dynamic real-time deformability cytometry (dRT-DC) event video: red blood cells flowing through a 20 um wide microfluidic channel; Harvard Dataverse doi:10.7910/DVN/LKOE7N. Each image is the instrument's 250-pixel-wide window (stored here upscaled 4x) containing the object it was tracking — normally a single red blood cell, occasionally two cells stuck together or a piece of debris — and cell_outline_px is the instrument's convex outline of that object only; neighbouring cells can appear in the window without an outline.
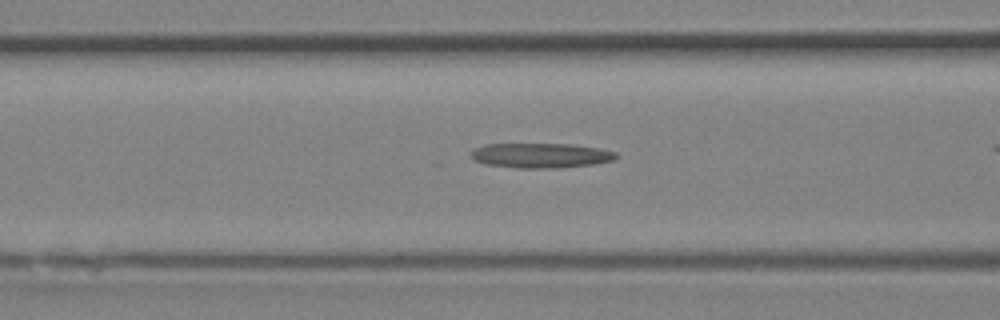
{"species": "Egyptian fruit bat (a non-hibernating species)", "species_latin": "Rousettus aegyptiacus", "temperature_condition": "room temperature", "stored_images_in_passage": 21, "camera_frame_rate_fps": 3000, "um_per_image_px": 0.085, "animal": {"sex": "female"}, "frame": {"image": 1, "passage_image": 7, "time_ms": 2.0, "image_size_px": [1000, 320], "cell_outline_px": [[620, 156], [616, 160], [592, 164], [560, 168], [516, 168], [484, 164], [468, 156], [468, 152], [484, 144], [572, 144], [600, 148], [616, 152]], "centroid_in_image_um": [45.97, 13.21], "position_along_channel_um": 120.6, "area_um2": 21.33}}